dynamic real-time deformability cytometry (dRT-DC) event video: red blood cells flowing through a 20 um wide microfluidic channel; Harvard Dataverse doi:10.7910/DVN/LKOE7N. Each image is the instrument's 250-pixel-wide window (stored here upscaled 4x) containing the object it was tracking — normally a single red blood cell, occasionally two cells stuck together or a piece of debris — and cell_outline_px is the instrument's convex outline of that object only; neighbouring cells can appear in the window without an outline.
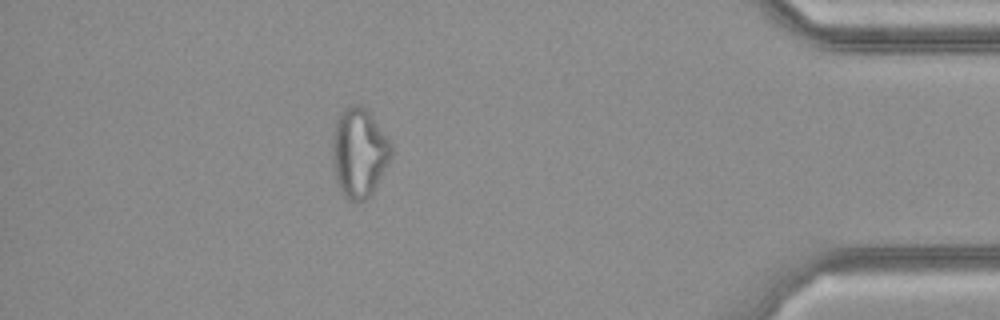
{"species": "common noctule bat (a hibernating species)", "species_latin": "Nyctalus noctula", "temperature_condition": "cold", "stored_images_in_passage": 37, "camera_frame_rate_fps": 3000, "um_per_image_px": 0.085, "animal": {"sex": "female", "body_mass_g": 21.9}, "frame": {"image": 1, "passage_image": 32, "time_ms": 10.333, "image_size_px": [1000, 320], "cell_outline_px": [[392, 156], [372, 196], [368, 200], [360, 204], [348, 200], [344, 196], [336, 180], [332, 160], [332, 140], [336, 120], [340, 112], [344, 108], [352, 104], [364, 104], [392, 144]], "centroid_in_image_um": [30.53, 13.0], "position_along_channel_um": 404.7, "area_um2": 31.33}}